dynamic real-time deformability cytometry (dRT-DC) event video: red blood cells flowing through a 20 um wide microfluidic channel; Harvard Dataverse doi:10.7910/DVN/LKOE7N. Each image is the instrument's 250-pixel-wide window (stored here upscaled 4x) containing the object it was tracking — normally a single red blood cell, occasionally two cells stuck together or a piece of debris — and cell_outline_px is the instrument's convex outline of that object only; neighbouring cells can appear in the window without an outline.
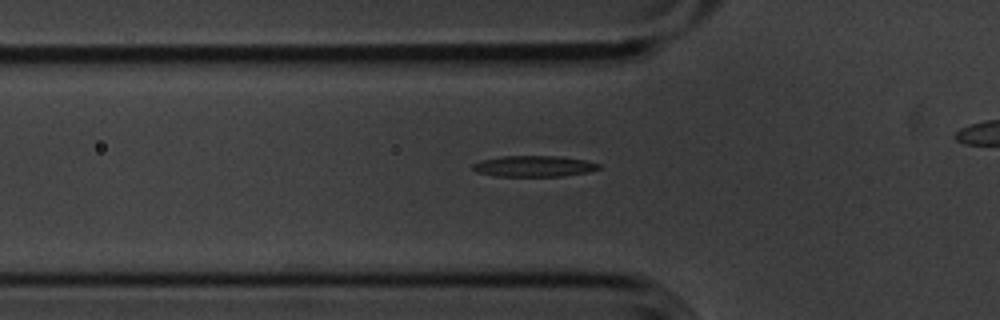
{"species": "common noctule bat (a hibernating species)", "species_latin": "Nyctalus noctula", "temperature_condition": "cold", "stored_images_in_passage": 40, "segment_of_instrument_passage": [1, 2], "camera_frame_rate_fps": 3000, "um_per_image_px": 0.085, "animal": {"sex": "male", "body_mass_g": 20.1, "forearm_length_mm": 53.5}, "frame": {"image": 1, "passage_image": 13, "time_ms": 4.0, "image_size_px": [1000, 320], "cell_outline_px": [[600, 168], [588, 172], [564, 176], [496, 176], [476, 172], [472, 168], [472, 164], [480, 160], [504, 156], [560, 156], [584, 160], [600, 164]], "centroid_in_image_um": [45.37, 14.13], "position_along_channel_um": 80.4, "area_um2": 15.43}}
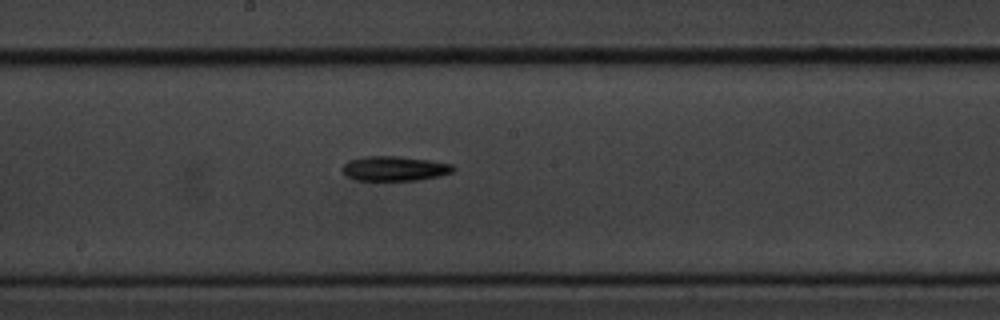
{"frame": {"image": 2, "passage_image": 24, "time_ms": 7.667, "image_size_px": [1000, 320], "cell_outline_px": [[456, 168], [452, 172], [440, 176], [420, 180], [356, 180], [344, 176], [344, 164], [352, 160], [364, 156], [396, 156], [432, 160], [452, 164]], "centroid_in_image_um": [33.58, 14.33], "position_along_channel_um": 214.6, "area_um2": 15.95}}
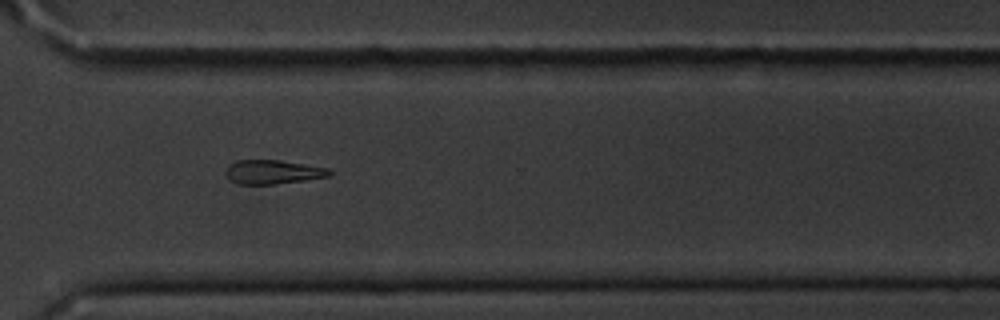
{"frame": {"image": 3, "passage_image": 35, "time_ms": 11.333, "image_size_px": [1000, 320], "cell_outline_px": [[332, 172], [328, 176], [304, 180], [272, 184], [240, 184], [232, 180], [224, 172], [228, 164], [236, 160], [280, 160], [328, 168]], "centroid_in_image_um": [23.16, 14.6], "position_along_channel_um": 347.4, "area_um2": 14.33}}